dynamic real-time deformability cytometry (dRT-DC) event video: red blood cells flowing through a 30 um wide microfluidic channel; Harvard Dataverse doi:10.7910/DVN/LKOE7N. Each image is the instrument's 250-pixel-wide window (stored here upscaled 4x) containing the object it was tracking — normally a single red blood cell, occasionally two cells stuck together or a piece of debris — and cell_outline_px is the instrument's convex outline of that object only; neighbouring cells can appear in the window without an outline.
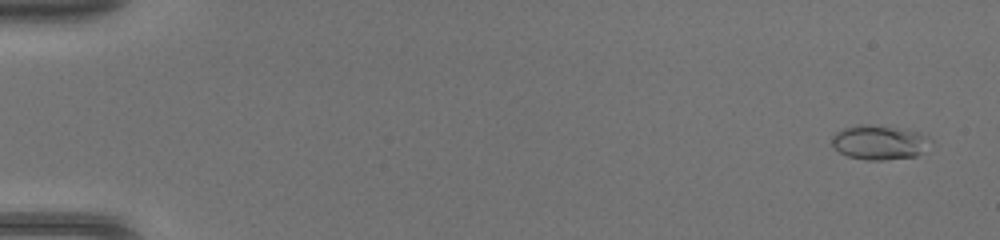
{"species": "common noctule bat (a hibernating species)", "species_latin": "Nyctalus noctula", "temperature_condition": "warm", "stored_images_in_passage": 48, "camera_frame_rate_fps": 3000, "um_per_image_px": 0.085, "animal": {"sex": "female", "body_mass_g": 17.0, "forearm_length_mm": 48.0}, "frame": {"image": 1, "passage_image": 3, "time_ms": 0.667, "image_size_px": [1000, 240], "cell_outline_px": [[932, 140], [924, 152], [916, 156], [884, 160], [864, 160], [848, 156], [840, 152], [832, 144], [832, 136], [836, 132], [844, 128], [860, 124], [872, 124], [916, 132]], "centroid_in_image_um": [74.72, 12.11], "position_along_channel_um": 10.3, "area_um2": 19.59}}
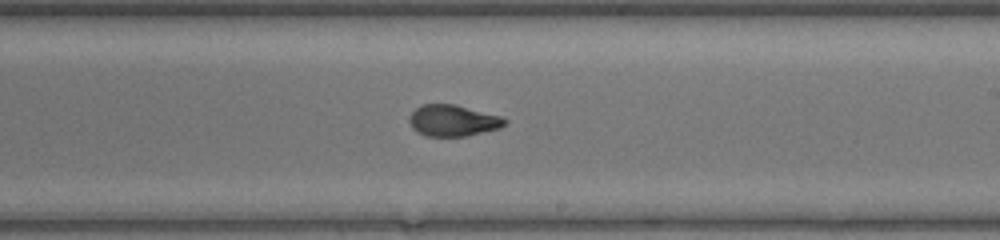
{"frame": {"image": 2, "passage_image": 30, "time_ms": 9.667, "image_size_px": [1000, 240], "cell_outline_px": [[508, 120], [500, 128], [468, 136], [424, 136], [416, 132], [412, 128], [408, 120], [408, 116], [420, 104], [456, 104], [500, 116]], "centroid_in_image_um": [38.46, 10.25], "position_along_channel_um": 250.5, "area_um2": 17.63}}
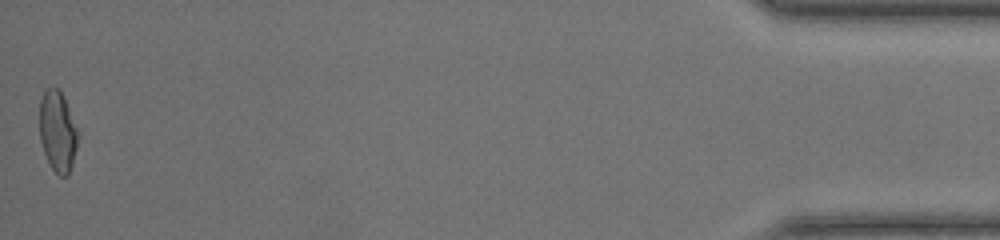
{"frame": {"image": 3, "passage_image": 48, "time_ms": 15.667, "image_size_px": [1000, 240], "cell_outline_px": [[80, 132], [72, 164], [68, 176], [60, 176], [52, 168], [44, 152], [40, 140], [40, 100], [44, 92], [48, 88], [56, 88], [64, 96]], "centroid_in_image_um": [4.93, 11.16], "position_along_channel_um": 430.3, "area_um2": 18.09}}